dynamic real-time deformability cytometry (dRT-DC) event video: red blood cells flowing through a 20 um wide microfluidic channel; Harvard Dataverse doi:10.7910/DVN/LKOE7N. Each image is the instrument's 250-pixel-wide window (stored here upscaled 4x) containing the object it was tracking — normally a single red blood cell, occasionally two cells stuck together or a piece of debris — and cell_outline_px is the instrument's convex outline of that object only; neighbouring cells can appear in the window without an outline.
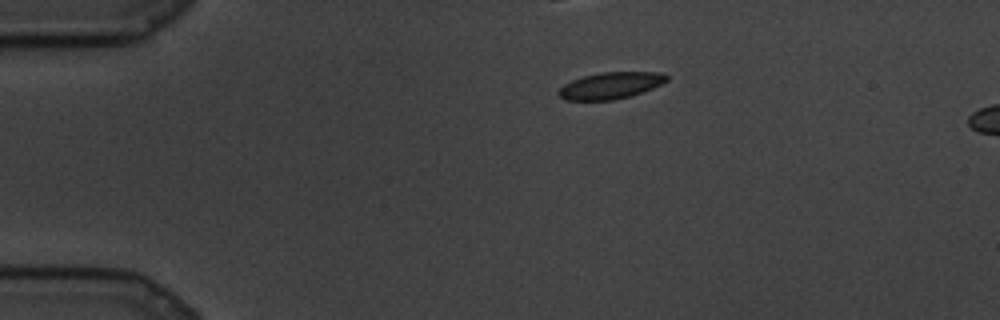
{"species": "common noctule bat (a hibernating species)", "species_latin": "Nyctalus noctula", "temperature_condition": "cold", "stored_images_in_passage": 53, "camera_frame_rate_fps": 3000, "um_per_image_px": 0.085, "animal": {"sex": "male", "body_mass_g": 19.5, "forearm_length_mm": 54.6}, "frame": {"image": 1, "passage_image": 1, "time_ms": 0.0, "image_size_px": [1000, 320], "cell_outline_px": [[668, 80], [652, 88], [632, 96], [612, 100], [564, 100], [556, 92], [564, 84], [572, 80], [584, 76], [600, 72], [660, 72], [668, 76]], "centroid_in_image_um": [51.88, 7.27], "position_along_channel_um": 33.1, "area_um2": 16.76}}
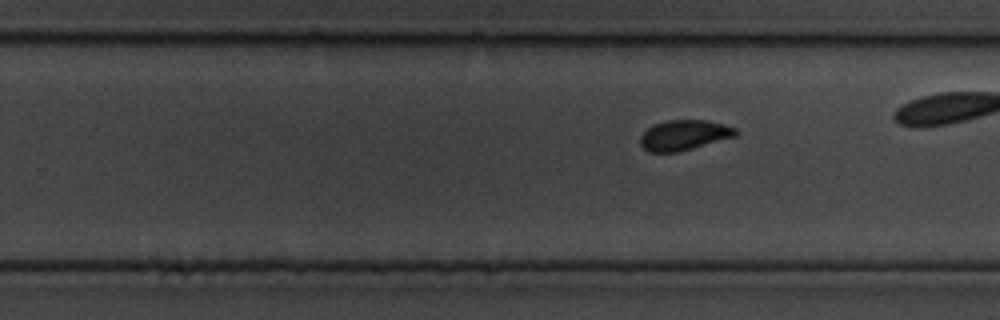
{"frame": {"image": 2, "passage_image": 38, "time_ms": 12.333, "image_size_px": [1000, 320], "cell_outline_px": [[736, 136], [680, 152], [648, 152], [640, 144], [640, 136], [652, 124], [668, 120], [704, 120], [724, 124], [736, 128]], "centroid_in_image_um": [58.12, 11.49], "position_along_channel_um": 271.7, "area_um2": 16.82}}
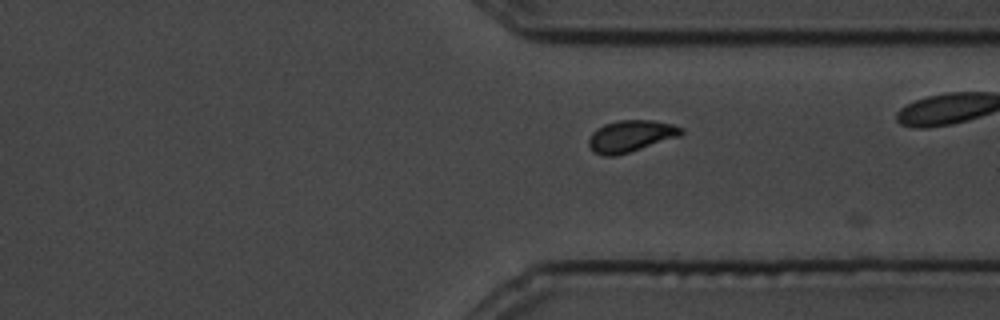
{"frame": {"image": 3, "passage_image": 49, "time_ms": 16.0, "image_size_px": [1000, 320], "cell_outline_px": [[684, 132], [680, 136], [616, 156], [604, 156], [592, 152], [588, 144], [588, 140], [592, 132], [596, 128], [604, 124], [616, 120], [652, 120], [672, 124], [684, 128]], "centroid_in_image_um": [53.59, 11.56], "position_along_channel_um": 357.8, "area_um2": 17.22}}